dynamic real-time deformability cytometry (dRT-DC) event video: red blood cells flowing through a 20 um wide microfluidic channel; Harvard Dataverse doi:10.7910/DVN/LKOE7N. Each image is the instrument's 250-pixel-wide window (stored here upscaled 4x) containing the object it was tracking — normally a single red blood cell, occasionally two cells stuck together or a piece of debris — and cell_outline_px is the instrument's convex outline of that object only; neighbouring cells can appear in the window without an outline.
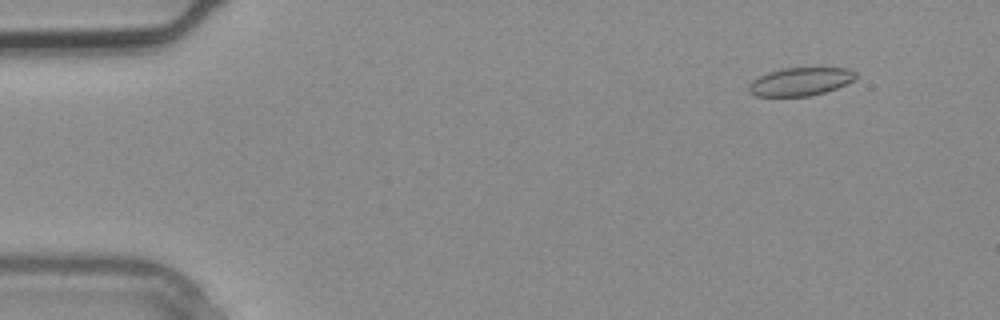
{"species": "common noctule bat (a hibernating species)", "species_latin": "Nyctalus noctula", "temperature_condition": "warm", "stored_images_in_passage": 3, "camera_frame_rate_fps": 3000, "um_per_image_px": 0.085, "animal": {"sex": "male", "body_mass_g": 20.4}, "frame": {"image": 1, "passage_image": 1, "time_ms": 0.0, "image_size_px": [1000, 320], "cell_outline_px": [[856, 76], [852, 80], [836, 88], [824, 92], [808, 96], [756, 96], [748, 92], [748, 84], [752, 80], [768, 72], [780, 68], [848, 68], [856, 72]], "centroid_in_image_um": [67.98, 6.93], "position_along_channel_um": 17.0, "area_um2": 17.46}}
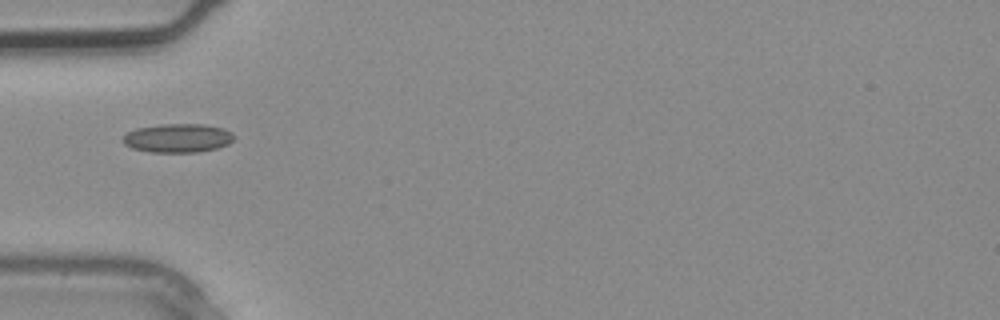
{"frame": {"image": 2, "passage_image": 3, "time_ms": 0.667, "image_size_px": [1000, 320], "cell_outline_px": [[236, 136], [228, 144], [216, 148], [200, 152], [148, 152], [132, 148], [124, 144], [120, 140], [128, 132], [136, 128], [160, 124], [204, 124], [224, 128], [232, 132]], "centroid_in_image_um": [15.11, 11.73], "position_along_channel_um": 69.9, "area_um2": 18.84}}